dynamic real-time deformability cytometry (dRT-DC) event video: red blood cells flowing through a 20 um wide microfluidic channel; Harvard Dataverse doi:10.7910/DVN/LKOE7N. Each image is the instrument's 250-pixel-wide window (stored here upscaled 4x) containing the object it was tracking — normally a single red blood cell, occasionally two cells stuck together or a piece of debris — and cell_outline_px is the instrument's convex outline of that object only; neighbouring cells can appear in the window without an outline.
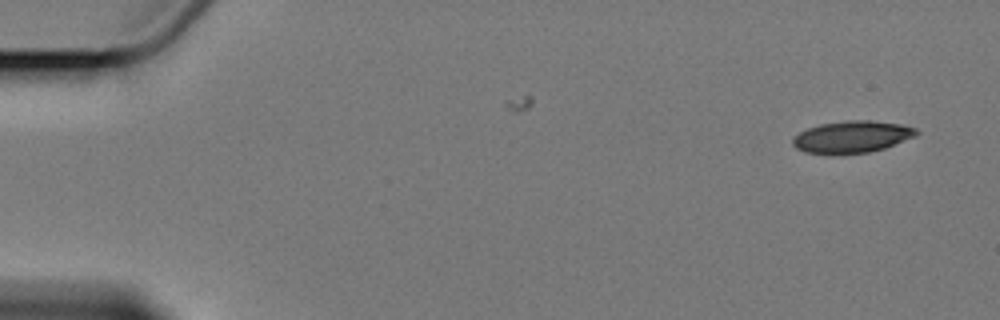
{"species": "Egyptian fruit bat (a non-hibernating species)", "species_latin": "Rousettus aegyptiacus", "temperature_condition": "cold", "stored_images_in_passage": 3, "camera_frame_rate_fps": 3000, "um_per_image_px": 0.085, "animal": {"sex": "female"}, "frame": {"image": 1, "passage_image": 3, "time_ms": 2.333, "image_size_px": [1000, 320], "cell_outline_px": [[920, 132], [916, 136], [884, 148], [868, 152], [832, 156], [804, 152], [796, 148], [792, 144], [792, 140], [800, 132], [808, 128], [820, 124], [844, 120], [872, 120], [900, 124], [916, 128]], "centroid_in_image_um": [72.4, 11.65], "position_along_channel_um": 12.6, "area_um2": 23.41}}